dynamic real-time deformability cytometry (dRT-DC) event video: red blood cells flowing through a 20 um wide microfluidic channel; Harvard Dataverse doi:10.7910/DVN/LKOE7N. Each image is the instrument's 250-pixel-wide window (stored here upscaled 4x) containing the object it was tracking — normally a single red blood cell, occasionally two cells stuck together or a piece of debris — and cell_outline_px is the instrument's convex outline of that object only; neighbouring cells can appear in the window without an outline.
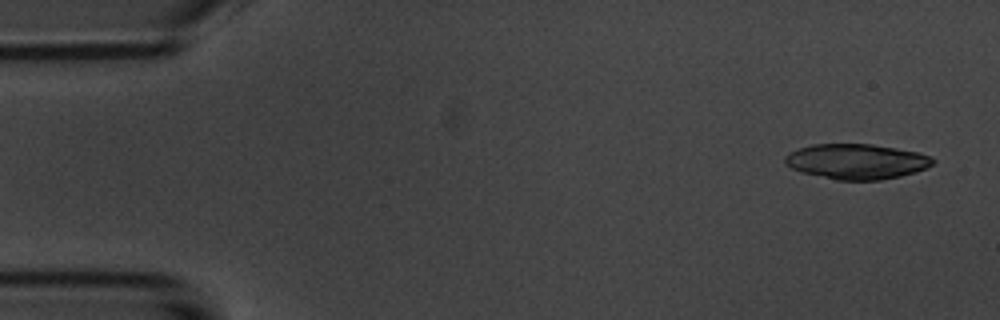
{"species": "common noctule bat (a hibernating species)", "species_latin": "Nyctalus noctula", "temperature_condition": "room temperature", "stored_images_in_passage": 4, "camera_frame_rate_fps": 3000, "um_per_image_px": 0.085, "animal": {"sex": "male", "body_mass_g": 20.1, "forearm_length_mm": 53.5}, "frame": {"image": 1, "passage_image": 1, "time_ms": 0.0, "image_size_px": [1000, 320], "cell_outline_px": [[936, 160], [932, 164], [916, 172], [900, 176], [880, 180], [836, 180], [800, 172], [784, 164], [784, 156], [788, 152], [812, 144], [872, 144], [920, 152], [932, 156]], "centroid_in_image_um": [72.8, 13.72], "position_along_channel_um": 12.2, "area_um2": 30.58}}